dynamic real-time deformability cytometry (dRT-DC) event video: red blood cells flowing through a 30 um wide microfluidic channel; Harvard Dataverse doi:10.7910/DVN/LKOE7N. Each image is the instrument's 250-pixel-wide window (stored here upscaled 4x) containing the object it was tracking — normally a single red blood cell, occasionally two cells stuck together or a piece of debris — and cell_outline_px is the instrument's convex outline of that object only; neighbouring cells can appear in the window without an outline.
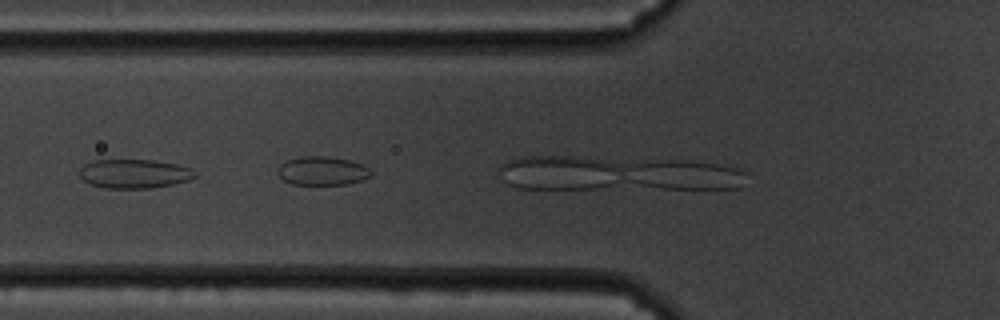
{"species": "common noctule bat (a hibernating species)", "species_latin": "Nyctalus noctula", "temperature_condition": "cold", "stored_images_in_passage": 12, "camera_frame_rate_fps": 3000, "um_per_image_px": 0.085, "animal": {"sex": "male", "body_mass_g": 19.5, "forearm_length_mm": 54.6}, "frame": {"image": 1, "passage_image": 10, "time_ms": 3.0, "image_size_px": [1000, 320], "cell_outline_px": [[196, 176], [188, 180], [172, 184], [152, 188], [104, 188], [92, 184], [84, 180], [80, 176], [80, 168], [84, 164], [92, 160], [152, 160], [176, 164], [192, 168], [196, 172]], "centroid_in_image_um": [11.42, 14.76], "position_along_channel_um": 114.4, "area_um2": 19.48}}